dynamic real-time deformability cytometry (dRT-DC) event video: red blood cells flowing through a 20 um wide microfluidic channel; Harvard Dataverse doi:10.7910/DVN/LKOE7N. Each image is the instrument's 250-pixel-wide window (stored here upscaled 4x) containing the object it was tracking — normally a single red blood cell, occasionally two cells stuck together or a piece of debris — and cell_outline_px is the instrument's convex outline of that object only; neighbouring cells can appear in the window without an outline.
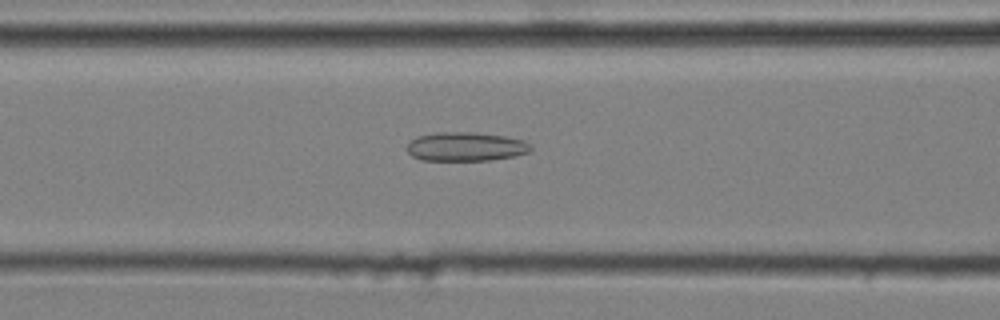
{"species": "common noctule bat (a hibernating species)", "species_latin": "Nyctalus noctula", "temperature_condition": "cold", "stored_images_in_passage": 44, "camera_frame_rate_fps": 3000, "um_per_image_px": 0.085, "animal": {"sex": "male", "body_mass_g": 20.4}, "frame": {"image": 1, "passage_image": 16, "time_ms": 5.0, "image_size_px": [1000, 320], "cell_outline_px": [[532, 148], [528, 152], [516, 156], [488, 160], [420, 160], [412, 156], [408, 152], [408, 144], [416, 136], [436, 132], [472, 132], [504, 136], [524, 140], [532, 144]], "centroid_in_image_um": [39.6, 12.46], "position_along_channel_um": 127.0, "area_um2": 20.92}}
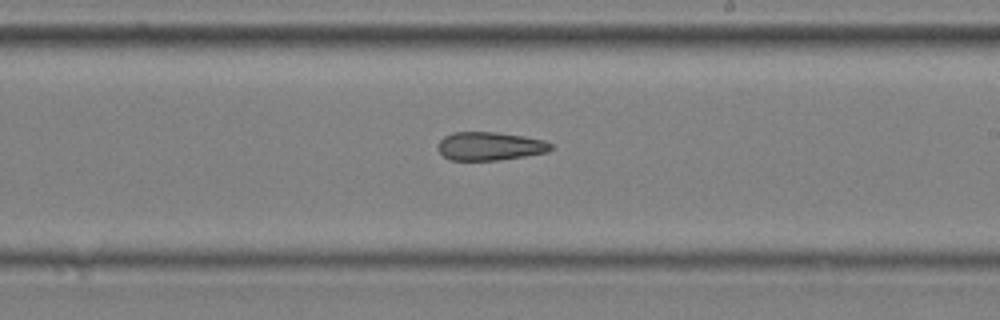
{"frame": {"image": 2, "passage_image": 26, "time_ms": 8.333, "image_size_px": [1000, 320], "cell_outline_px": [[552, 148], [548, 152], [500, 160], [452, 160], [444, 156], [436, 148], [440, 140], [444, 136], [452, 132], [496, 132], [524, 136], [544, 140], [552, 144]], "centroid_in_image_um": [41.63, 12.42], "position_along_channel_um": 247.4, "area_um2": 18.73}}
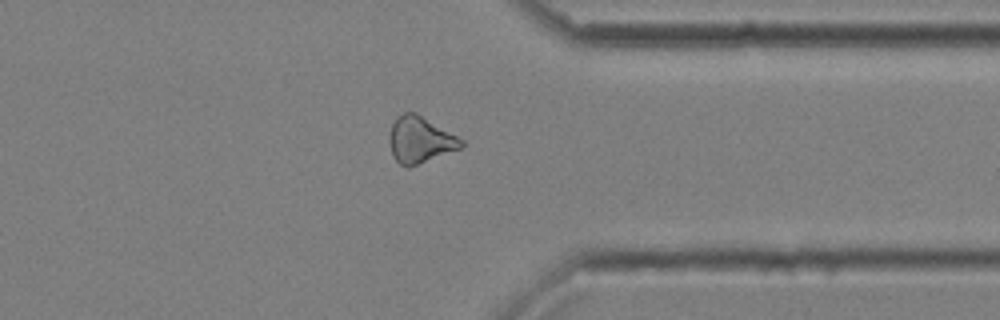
{"frame": {"image": 3, "passage_image": 37, "time_ms": 12.0, "image_size_px": [1000, 320], "cell_outline_px": [[464, 144], [460, 148], [408, 168], [400, 164], [392, 156], [388, 140], [388, 136], [392, 124], [396, 116], [404, 112], [416, 112], [464, 140]], "centroid_in_image_um": [35.66, 11.87], "position_along_channel_um": 375.7, "area_um2": 19.48}, "authors_computed_cell_mechanics": {"area_um2": 19.8832, "velocity_mm_per_s": 3.6163, "shape_relaxation_time_tau1_ms": null, "shape_relaxation_time_tau2_ms": 5.2926, "deformation_change_tau1": null, "deformation_change_tau2": 0.1396}}